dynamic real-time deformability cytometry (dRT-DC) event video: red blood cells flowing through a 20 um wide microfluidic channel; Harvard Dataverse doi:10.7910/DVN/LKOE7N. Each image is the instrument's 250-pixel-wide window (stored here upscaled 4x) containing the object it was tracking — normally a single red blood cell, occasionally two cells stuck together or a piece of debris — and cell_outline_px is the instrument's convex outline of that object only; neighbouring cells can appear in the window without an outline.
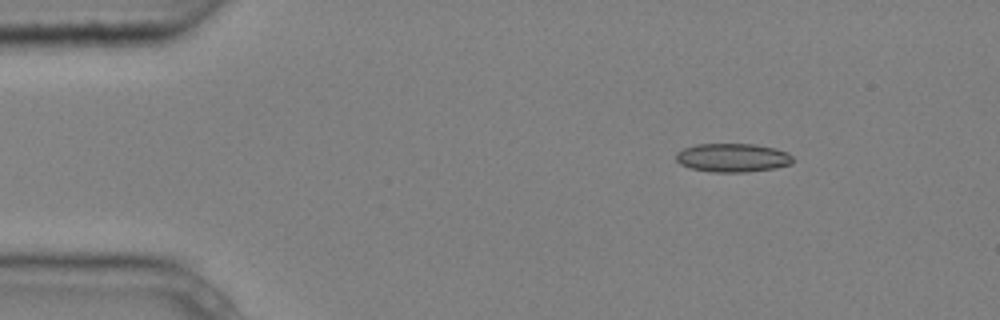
{"species": "common noctule bat (a hibernating species)", "species_latin": "Nyctalus noctula", "temperature_condition": "cold", "stored_images_in_passage": 3, "camera_frame_rate_fps": 3000, "um_per_image_px": 0.085, "animal": {"sex": "male", "body_mass_g": 20.4}, "frame": {"image": 1, "passage_image": 1, "time_ms": 0.0, "image_size_px": [1000, 320], "cell_outline_px": [[796, 160], [792, 164], [776, 168], [748, 172], [712, 172], [692, 168], [680, 164], [676, 160], [676, 152], [684, 148], [696, 144], [752, 144], [776, 148], [788, 152]], "centroid_in_image_um": [62.32, 13.41], "position_along_channel_um": 22.7, "area_um2": 19.71}}